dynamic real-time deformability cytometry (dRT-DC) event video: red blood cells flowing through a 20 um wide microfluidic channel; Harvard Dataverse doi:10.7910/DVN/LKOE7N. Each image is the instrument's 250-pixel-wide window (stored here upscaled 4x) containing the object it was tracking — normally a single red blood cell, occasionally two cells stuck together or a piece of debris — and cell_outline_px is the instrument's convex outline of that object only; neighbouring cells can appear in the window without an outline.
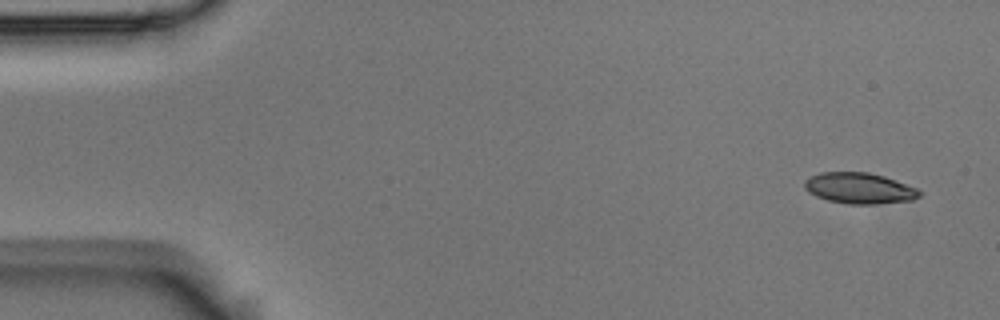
{"species": "Egyptian fruit bat (a non-hibernating species)", "species_latin": "Rousettus aegyptiacus", "temperature_condition": "room temperature", "stored_images_in_passage": 6, "camera_frame_rate_fps": 3000, "um_per_image_px": 0.085, "animal": {"sex": "male"}, "frame": {"image": 1, "passage_image": 1, "time_ms": 0.0, "image_size_px": [1000, 320], "cell_outline_px": [[924, 192], [920, 196], [912, 200], [872, 204], [848, 204], [828, 200], [816, 196], [808, 192], [804, 188], [804, 180], [820, 172], [868, 172], [884, 176], [920, 188]], "centroid_in_image_um": [73.09, 15.99], "position_along_channel_um": 11.9, "area_um2": 20.92}}
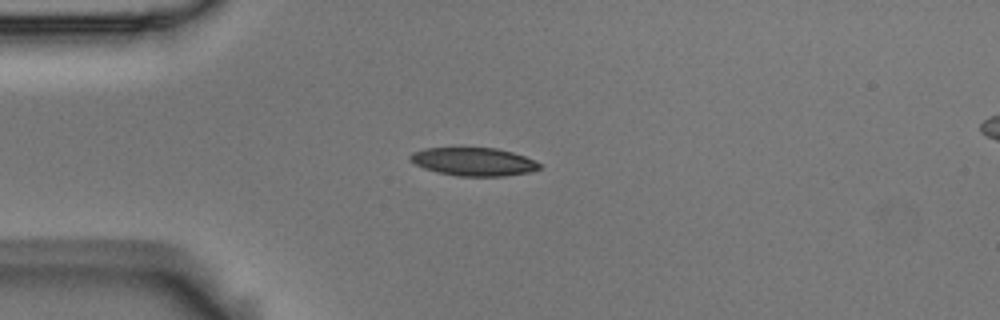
{"frame": {"image": 2, "passage_image": 4, "time_ms": 1.0, "image_size_px": [1000, 320], "cell_outline_px": [[540, 168], [532, 172], [504, 176], [456, 176], [436, 172], [424, 168], [408, 160], [408, 156], [412, 152], [424, 148], [496, 148], [512, 152], [524, 156], [540, 164]], "centroid_in_image_um": [40.22, 13.75], "position_along_channel_um": 44.8, "area_um2": 21.27}}
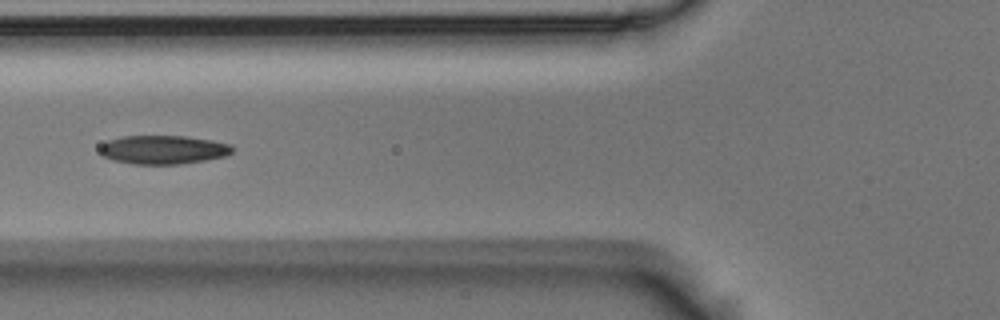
{"frame": {"image": 3, "passage_image": 6, "time_ms": 1.667, "image_size_px": [1000, 320], "cell_outline_px": [[232, 152], [228, 156], [180, 164], [132, 164], [112, 160], [104, 156], [100, 152], [100, 148], [108, 140], [124, 136], [184, 136], [212, 140], [232, 144]], "centroid_in_image_um": [13.91, 12.73], "position_along_channel_um": 111.9, "area_um2": 22.14}}